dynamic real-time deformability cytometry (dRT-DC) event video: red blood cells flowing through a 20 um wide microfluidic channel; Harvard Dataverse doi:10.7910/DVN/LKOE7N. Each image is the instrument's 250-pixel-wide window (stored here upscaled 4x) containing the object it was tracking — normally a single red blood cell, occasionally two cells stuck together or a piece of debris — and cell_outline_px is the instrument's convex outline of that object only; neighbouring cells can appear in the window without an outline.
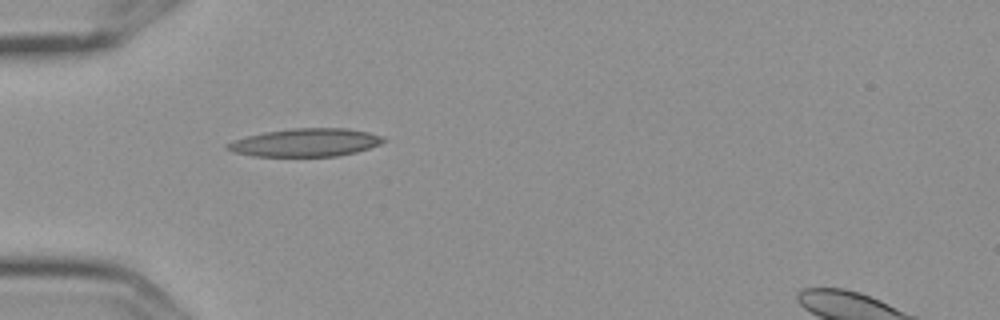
{"species": "Egyptian fruit bat (a non-hibernating species)", "species_latin": "Rousettus aegyptiacus", "temperature_condition": "cold", "stored_images_in_passage": 1, "camera_frame_rate_fps": 3000, "um_per_image_px": 0.085, "frame": {"image": 1, "passage_image": 1, "time_ms": 0.0, "image_size_px": [1000, 320], "cell_outline_px": [[384, 140], [380, 144], [356, 152], [336, 156], [252, 156], [232, 152], [224, 148], [224, 144], [232, 140], [264, 132], [296, 128], [348, 128], [368, 132], [380, 136]], "centroid_in_image_um": [25.9, 12.12], "position_along_channel_um": 59.1, "area_um2": 25.43}}